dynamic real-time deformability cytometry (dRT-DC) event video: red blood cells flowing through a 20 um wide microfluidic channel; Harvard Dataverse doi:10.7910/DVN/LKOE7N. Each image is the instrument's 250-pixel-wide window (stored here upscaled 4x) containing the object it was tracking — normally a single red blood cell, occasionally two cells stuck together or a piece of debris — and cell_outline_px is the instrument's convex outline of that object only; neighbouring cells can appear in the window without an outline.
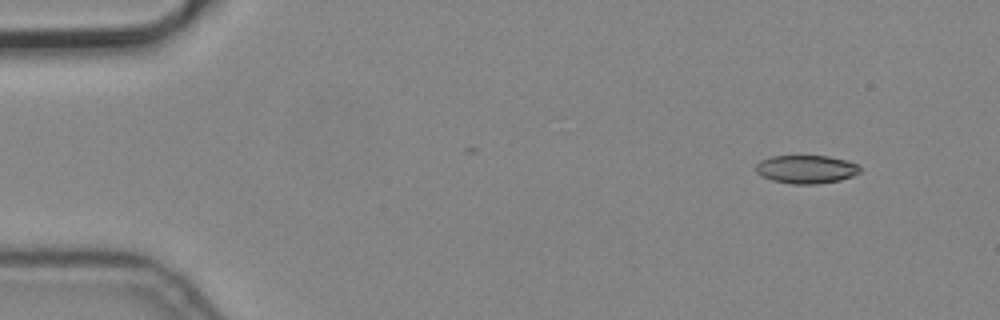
{"species": "common noctule bat (a hibernating species)", "species_latin": "Nyctalus noctula", "temperature_condition": "cold", "stored_images_in_passage": 3, "camera_frame_rate_fps": 3000, "um_per_image_px": 0.085, "animal": {"sex": "male", "body_mass_g": 19.2, "forearm_length_mm": 51.8}, "frame": {"image": 1, "passage_image": 1, "time_ms": 0.0, "image_size_px": [1000, 320], "cell_outline_px": [[860, 172], [852, 176], [840, 180], [816, 184], [792, 184], [772, 180], [760, 176], [756, 172], [756, 164], [760, 160], [772, 156], [828, 156], [848, 160], [856, 164], [860, 168]], "centroid_in_image_um": [68.51, 14.39], "position_along_channel_um": 16.5, "area_um2": 17.22}}
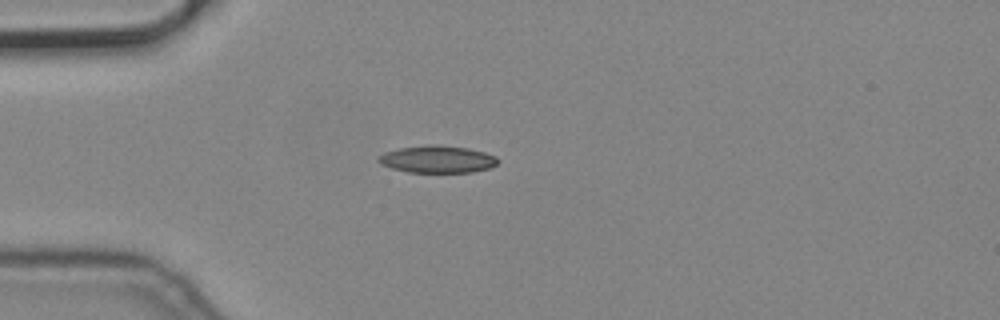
{"frame": {"image": 2, "passage_image": 3, "time_ms": 0.667, "image_size_px": [1000, 320], "cell_outline_px": [[500, 160], [492, 168], [472, 172], [408, 172], [392, 168], [376, 160], [384, 152], [400, 148], [432, 144], [436, 144], [468, 148], [484, 152], [496, 156]], "centroid_in_image_um": [37.23, 13.53], "position_along_channel_um": 47.8, "area_um2": 18.9}}